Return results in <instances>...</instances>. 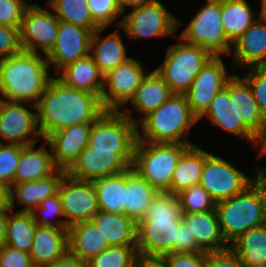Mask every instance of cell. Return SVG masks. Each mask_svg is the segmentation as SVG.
Here are the masks:
<instances>
[{
	"instance_id": "obj_1",
	"label": "cell",
	"mask_w": 266,
	"mask_h": 267,
	"mask_svg": "<svg viewBox=\"0 0 266 267\" xmlns=\"http://www.w3.org/2000/svg\"><path fill=\"white\" fill-rule=\"evenodd\" d=\"M36 108L43 140L60 129L93 123L105 111L96 94L69 87L56 76L50 79Z\"/></svg>"
},
{
	"instance_id": "obj_2",
	"label": "cell",
	"mask_w": 266,
	"mask_h": 267,
	"mask_svg": "<svg viewBox=\"0 0 266 267\" xmlns=\"http://www.w3.org/2000/svg\"><path fill=\"white\" fill-rule=\"evenodd\" d=\"M182 210L178 195L157 192L137 222V253L163 257L175 253Z\"/></svg>"
},
{
	"instance_id": "obj_3",
	"label": "cell",
	"mask_w": 266,
	"mask_h": 267,
	"mask_svg": "<svg viewBox=\"0 0 266 267\" xmlns=\"http://www.w3.org/2000/svg\"><path fill=\"white\" fill-rule=\"evenodd\" d=\"M50 68L47 59L39 53L21 51L1 59L0 99L36 106L52 78Z\"/></svg>"
},
{
	"instance_id": "obj_4",
	"label": "cell",
	"mask_w": 266,
	"mask_h": 267,
	"mask_svg": "<svg viewBox=\"0 0 266 267\" xmlns=\"http://www.w3.org/2000/svg\"><path fill=\"white\" fill-rule=\"evenodd\" d=\"M256 179L239 194L216 203L222 236L228 246L266 216V169L257 167Z\"/></svg>"
},
{
	"instance_id": "obj_5",
	"label": "cell",
	"mask_w": 266,
	"mask_h": 267,
	"mask_svg": "<svg viewBox=\"0 0 266 267\" xmlns=\"http://www.w3.org/2000/svg\"><path fill=\"white\" fill-rule=\"evenodd\" d=\"M141 120V129L139 124L137 129L140 142L194 145L185 135L199 120L192 113L185 94H172L158 109Z\"/></svg>"
},
{
	"instance_id": "obj_6",
	"label": "cell",
	"mask_w": 266,
	"mask_h": 267,
	"mask_svg": "<svg viewBox=\"0 0 266 267\" xmlns=\"http://www.w3.org/2000/svg\"><path fill=\"white\" fill-rule=\"evenodd\" d=\"M130 112L131 109L104 111L93 122L88 145L95 150H113L131 167L139 119L132 117Z\"/></svg>"
},
{
	"instance_id": "obj_7",
	"label": "cell",
	"mask_w": 266,
	"mask_h": 267,
	"mask_svg": "<svg viewBox=\"0 0 266 267\" xmlns=\"http://www.w3.org/2000/svg\"><path fill=\"white\" fill-rule=\"evenodd\" d=\"M190 144L137 141L132 169L159 192H167L177 163Z\"/></svg>"
},
{
	"instance_id": "obj_8",
	"label": "cell",
	"mask_w": 266,
	"mask_h": 267,
	"mask_svg": "<svg viewBox=\"0 0 266 267\" xmlns=\"http://www.w3.org/2000/svg\"><path fill=\"white\" fill-rule=\"evenodd\" d=\"M168 46L164 62L155 70L173 94H185L213 55L198 45L184 42Z\"/></svg>"
},
{
	"instance_id": "obj_9",
	"label": "cell",
	"mask_w": 266,
	"mask_h": 267,
	"mask_svg": "<svg viewBox=\"0 0 266 267\" xmlns=\"http://www.w3.org/2000/svg\"><path fill=\"white\" fill-rule=\"evenodd\" d=\"M179 38L206 49L213 56L230 55L232 43L222 24L221 0H207L206 5L191 19Z\"/></svg>"
},
{
	"instance_id": "obj_10",
	"label": "cell",
	"mask_w": 266,
	"mask_h": 267,
	"mask_svg": "<svg viewBox=\"0 0 266 267\" xmlns=\"http://www.w3.org/2000/svg\"><path fill=\"white\" fill-rule=\"evenodd\" d=\"M132 9L133 11L121 21L115 23L128 34L130 40L167 35L175 39L174 33L182 22L169 12L161 1L156 0Z\"/></svg>"
},
{
	"instance_id": "obj_11",
	"label": "cell",
	"mask_w": 266,
	"mask_h": 267,
	"mask_svg": "<svg viewBox=\"0 0 266 267\" xmlns=\"http://www.w3.org/2000/svg\"><path fill=\"white\" fill-rule=\"evenodd\" d=\"M255 179L246 176L225 159L205 151L199 184L216 203L239 194Z\"/></svg>"
},
{
	"instance_id": "obj_12",
	"label": "cell",
	"mask_w": 266,
	"mask_h": 267,
	"mask_svg": "<svg viewBox=\"0 0 266 267\" xmlns=\"http://www.w3.org/2000/svg\"><path fill=\"white\" fill-rule=\"evenodd\" d=\"M142 63L133 57L104 75L101 102L105 111H120L129 102L147 75ZM107 87V88H106Z\"/></svg>"
},
{
	"instance_id": "obj_13",
	"label": "cell",
	"mask_w": 266,
	"mask_h": 267,
	"mask_svg": "<svg viewBox=\"0 0 266 267\" xmlns=\"http://www.w3.org/2000/svg\"><path fill=\"white\" fill-rule=\"evenodd\" d=\"M35 105L20 102H10L0 99V138L8 144L21 146L37 143L42 138L38 123Z\"/></svg>"
},
{
	"instance_id": "obj_14",
	"label": "cell",
	"mask_w": 266,
	"mask_h": 267,
	"mask_svg": "<svg viewBox=\"0 0 266 267\" xmlns=\"http://www.w3.org/2000/svg\"><path fill=\"white\" fill-rule=\"evenodd\" d=\"M58 28L59 19L55 14L31 3L25 10L20 27L22 51L38 54L40 48L47 55L55 45Z\"/></svg>"
},
{
	"instance_id": "obj_15",
	"label": "cell",
	"mask_w": 266,
	"mask_h": 267,
	"mask_svg": "<svg viewBox=\"0 0 266 267\" xmlns=\"http://www.w3.org/2000/svg\"><path fill=\"white\" fill-rule=\"evenodd\" d=\"M58 195L68 226L92 220L99 211L92 181L77 180L66 174L61 181Z\"/></svg>"
},
{
	"instance_id": "obj_16",
	"label": "cell",
	"mask_w": 266,
	"mask_h": 267,
	"mask_svg": "<svg viewBox=\"0 0 266 267\" xmlns=\"http://www.w3.org/2000/svg\"><path fill=\"white\" fill-rule=\"evenodd\" d=\"M233 76L225 68L220 56H213L197 74L185 93L192 113L199 119L209 108L216 94L225 88Z\"/></svg>"
},
{
	"instance_id": "obj_17",
	"label": "cell",
	"mask_w": 266,
	"mask_h": 267,
	"mask_svg": "<svg viewBox=\"0 0 266 267\" xmlns=\"http://www.w3.org/2000/svg\"><path fill=\"white\" fill-rule=\"evenodd\" d=\"M92 33L89 29L59 21L55 45L46 55L56 74L66 65L89 55Z\"/></svg>"
},
{
	"instance_id": "obj_18",
	"label": "cell",
	"mask_w": 266,
	"mask_h": 267,
	"mask_svg": "<svg viewBox=\"0 0 266 267\" xmlns=\"http://www.w3.org/2000/svg\"><path fill=\"white\" fill-rule=\"evenodd\" d=\"M129 168L130 166L113 150H95L87 145L66 174L77 180L93 181L120 174Z\"/></svg>"
},
{
	"instance_id": "obj_19",
	"label": "cell",
	"mask_w": 266,
	"mask_h": 267,
	"mask_svg": "<svg viewBox=\"0 0 266 267\" xmlns=\"http://www.w3.org/2000/svg\"><path fill=\"white\" fill-rule=\"evenodd\" d=\"M207 116L214 126L231 134L243 137L254 145L255 135L238 119L235 110V75L226 83L225 88L213 98L209 108L198 119Z\"/></svg>"
},
{
	"instance_id": "obj_20",
	"label": "cell",
	"mask_w": 266,
	"mask_h": 267,
	"mask_svg": "<svg viewBox=\"0 0 266 267\" xmlns=\"http://www.w3.org/2000/svg\"><path fill=\"white\" fill-rule=\"evenodd\" d=\"M93 123L76 124L60 129L44 141L51 148L54 163L58 169L67 171L89 143Z\"/></svg>"
},
{
	"instance_id": "obj_21",
	"label": "cell",
	"mask_w": 266,
	"mask_h": 267,
	"mask_svg": "<svg viewBox=\"0 0 266 267\" xmlns=\"http://www.w3.org/2000/svg\"><path fill=\"white\" fill-rule=\"evenodd\" d=\"M233 69L239 66H266V17L259 15L252 25L232 43ZM248 65V66H247Z\"/></svg>"
},
{
	"instance_id": "obj_22",
	"label": "cell",
	"mask_w": 266,
	"mask_h": 267,
	"mask_svg": "<svg viewBox=\"0 0 266 267\" xmlns=\"http://www.w3.org/2000/svg\"><path fill=\"white\" fill-rule=\"evenodd\" d=\"M66 171L57 169L52 175L31 182L14 183L9 188V208L13 211L17 198L20 205H25L21 212H32L44 199L58 194L61 181Z\"/></svg>"
},
{
	"instance_id": "obj_23",
	"label": "cell",
	"mask_w": 266,
	"mask_h": 267,
	"mask_svg": "<svg viewBox=\"0 0 266 267\" xmlns=\"http://www.w3.org/2000/svg\"><path fill=\"white\" fill-rule=\"evenodd\" d=\"M68 251V229L36 226L29 252L34 267L48 266Z\"/></svg>"
},
{
	"instance_id": "obj_24",
	"label": "cell",
	"mask_w": 266,
	"mask_h": 267,
	"mask_svg": "<svg viewBox=\"0 0 266 267\" xmlns=\"http://www.w3.org/2000/svg\"><path fill=\"white\" fill-rule=\"evenodd\" d=\"M182 220L203 251H220L229 247L222 236L216 210L182 213Z\"/></svg>"
},
{
	"instance_id": "obj_25",
	"label": "cell",
	"mask_w": 266,
	"mask_h": 267,
	"mask_svg": "<svg viewBox=\"0 0 266 267\" xmlns=\"http://www.w3.org/2000/svg\"><path fill=\"white\" fill-rule=\"evenodd\" d=\"M110 245L92 221H83L69 226L68 249L84 263L104 251Z\"/></svg>"
},
{
	"instance_id": "obj_26",
	"label": "cell",
	"mask_w": 266,
	"mask_h": 267,
	"mask_svg": "<svg viewBox=\"0 0 266 267\" xmlns=\"http://www.w3.org/2000/svg\"><path fill=\"white\" fill-rule=\"evenodd\" d=\"M104 29L105 27H100L93 31L89 51V55L103 75L131 58L126 56L127 50L118 30L101 37L100 33Z\"/></svg>"
},
{
	"instance_id": "obj_27",
	"label": "cell",
	"mask_w": 266,
	"mask_h": 267,
	"mask_svg": "<svg viewBox=\"0 0 266 267\" xmlns=\"http://www.w3.org/2000/svg\"><path fill=\"white\" fill-rule=\"evenodd\" d=\"M57 75L65 85L96 94L101 99L104 75L90 55L66 65Z\"/></svg>"
},
{
	"instance_id": "obj_28",
	"label": "cell",
	"mask_w": 266,
	"mask_h": 267,
	"mask_svg": "<svg viewBox=\"0 0 266 267\" xmlns=\"http://www.w3.org/2000/svg\"><path fill=\"white\" fill-rule=\"evenodd\" d=\"M35 145L36 143L21 146V156L14 175V183L45 178L58 169L54 163L51 148L49 152L45 144L39 149H35Z\"/></svg>"
},
{
	"instance_id": "obj_29",
	"label": "cell",
	"mask_w": 266,
	"mask_h": 267,
	"mask_svg": "<svg viewBox=\"0 0 266 267\" xmlns=\"http://www.w3.org/2000/svg\"><path fill=\"white\" fill-rule=\"evenodd\" d=\"M92 221L110 246L137 247V222L132 218L125 214L98 211Z\"/></svg>"
},
{
	"instance_id": "obj_30",
	"label": "cell",
	"mask_w": 266,
	"mask_h": 267,
	"mask_svg": "<svg viewBox=\"0 0 266 267\" xmlns=\"http://www.w3.org/2000/svg\"><path fill=\"white\" fill-rule=\"evenodd\" d=\"M172 94L164 79L156 70H153L147 73L129 102L139 114L145 117L158 109Z\"/></svg>"
},
{
	"instance_id": "obj_31",
	"label": "cell",
	"mask_w": 266,
	"mask_h": 267,
	"mask_svg": "<svg viewBox=\"0 0 266 267\" xmlns=\"http://www.w3.org/2000/svg\"><path fill=\"white\" fill-rule=\"evenodd\" d=\"M204 161L205 151L196 145H190L177 163L167 192L177 195L182 190L199 184Z\"/></svg>"
},
{
	"instance_id": "obj_32",
	"label": "cell",
	"mask_w": 266,
	"mask_h": 267,
	"mask_svg": "<svg viewBox=\"0 0 266 267\" xmlns=\"http://www.w3.org/2000/svg\"><path fill=\"white\" fill-rule=\"evenodd\" d=\"M157 190L130 167L126 170L125 215L138 222L157 194Z\"/></svg>"
},
{
	"instance_id": "obj_33",
	"label": "cell",
	"mask_w": 266,
	"mask_h": 267,
	"mask_svg": "<svg viewBox=\"0 0 266 267\" xmlns=\"http://www.w3.org/2000/svg\"><path fill=\"white\" fill-rule=\"evenodd\" d=\"M99 211L125 214L126 171L92 181Z\"/></svg>"
},
{
	"instance_id": "obj_34",
	"label": "cell",
	"mask_w": 266,
	"mask_h": 267,
	"mask_svg": "<svg viewBox=\"0 0 266 267\" xmlns=\"http://www.w3.org/2000/svg\"><path fill=\"white\" fill-rule=\"evenodd\" d=\"M235 110L238 119L256 136L266 116L259 109L248 82L235 75Z\"/></svg>"
},
{
	"instance_id": "obj_35",
	"label": "cell",
	"mask_w": 266,
	"mask_h": 267,
	"mask_svg": "<svg viewBox=\"0 0 266 267\" xmlns=\"http://www.w3.org/2000/svg\"><path fill=\"white\" fill-rule=\"evenodd\" d=\"M221 16L225 33L231 43L238 39L256 18L246 0H221Z\"/></svg>"
},
{
	"instance_id": "obj_36",
	"label": "cell",
	"mask_w": 266,
	"mask_h": 267,
	"mask_svg": "<svg viewBox=\"0 0 266 267\" xmlns=\"http://www.w3.org/2000/svg\"><path fill=\"white\" fill-rule=\"evenodd\" d=\"M246 267L266 265V229L251 228L230 244Z\"/></svg>"
},
{
	"instance_id": "obj_37",
	"label": "cell",
	"mask_w": 266,
	"mask_h": 267,
	"mask_svg": "<svg viewBox=\"0 0 266 267\" xmlns=\"http://www.w3.org/2000/svg\"><path fill=\"white\" fill-rule=\"evenodd\" d=\"M7 209V229L4 245L29 253L34 241L37 224L31 212L17 211L13 215Z\"/></svg>"
},
{
	"instance_id": "obj_38",
	"label": "cell",
	"mask_w": 266,
	"mask_h": 267,
	"mask_svg": "<svg viewBox=\"0 0 266 267\" xmlns=\"http://www.w3.org/2000/svg\"><path fill=\"white\" fill-rule=\"evenodd\" d=\"M48 9H53L59 21L71 23L92 32L100 26L93 20L86 0H49Z\"/></svg>"
},
{
	"instance_id": "obj_39",
	"label": "cell",
	"mask_w": 266,
	"mask_h": 267,
	"mask_svg": "<svg viewBox=\"0 0 266 267\" xmlns=\"http://www.w3.org/2000/svg\"><path fill=\"white\" fill-rule=\"evenodd\" d=\"M137 247L112 245L86 262V267H133Z\"/></svg>"
},
{
	"instance_id": "obj_40",
	"label": "cell",
	"mask_w": 266,
	"mask_h": 267,
	"mask_svg": "<svg viewBox=\"0 0 266 267\" xmlns=\"http://www.w3.org/2000/svg\"><path fill=\"white\" fill-rule=\"evenodd\" d=\"M177 195L182 213L216 210V202L200 184L186 188Z\"/></svg>"
},
{
	"instance_id": "obj_41",
	"label": "cell",
	"mask_w": 266,
	"mask_h": 267,
	"mask_svg": "<svg viewBox=\"0 0 266 267\" xmlns=\"http://www.w3.org/2000/svg\"><path fill=\"white\" fill-rule=\"evenodd\" d=\"M42 216L41 218H38V212ZM32 217L35 221V223L39 226H47V227H57V228H65L68 229L69 226L66 223V220L60 219V220H55L56 223L51 222L50 217L53 216H63V211H62V206H61V201L59 198V195L56 194L55 196L49 197L44 199L42 202H40L39 206H37L34 210L31 212ZM53 215V216H52Z\"/></svg>"
},
{
	"instance_id": "obj_42",
	"label": "cell",
	"mask_w": 266,
	"mask_h": 267,
	"mask_svg": "<svg viewBox=\"0 0 266 267\" xmlns=\"http://www.w3.org/2000/svg\"><path fill=\"white\" fill-rule=\"evenodd\" d=\"M21 156V145L0 144V183L10 188Z\"/></svg>"
},
{
	"instance_id": "obj_43",
	"label": "cell",
	"mask_w": 266,
	"mask_h": 267,
	"mask_svg": "<svg viewBox=\"0 0 266 267\" xmlns=\"http://www.w3.org/2000/svg\"><path fill=\"white\" fill-rule=\"evenodd\" d=\"M93 20L100 27H107L123 14L119 0H86Z\"/></svg>"
},
{
	"instance_id": "obj_44",
	"label": "cell",
	"mask_w": 266,
	"mask_h": 267,
	"mask_svg": "<svg viewBox=\"0 0 266 267\" xmlns=\"http://www.w3.org/2000/svg\"><path fill=\"white\" fill-rule=\"evenodd\" d=\"M243 77L249 84L259 109L266 116V66H253Z\"/></svg>"
},
{
	"instance_id": "obj_45",
	"label": "cell",
	"mask_w": 266,
	"mask_h": 267,
	"mask_svg": "<svg viewBox=\"0 0 266 267\" xmlns=\"http://www.w3.org/2000/svg\"><path fill=\"white\" fill-rule=\"evenodd\" d=\"M30 4L25 0H0V24L20 28Z\"/></svg>"
},
{
	"instance_id": "obj_46",
	"label": "cell",
	"mask_w": 266,
	"mask_h": 267,
	"mask_svg": "<svg viewBox=\"0 0 266 267\" xmlns=\"http://www.w3.org/2000/svg\"><path fill=\"white\" fill-rule=\"evenodd\" d=\"M21 51L20 28L0 24V60L19 54Z\"/></svg>"
},
{
	"instance_id": "obj_47",
	"label": "cell",
	"mask_w": 266,
	"mask_h": 267,
	"mask_svg": "<svg viewBox=\"0 0 266 267\" xmlns=\"http://www.w3.org/2000/svg\"><path fill=\"white\" fill-rule=\"evenodd\" d=\"M164 257L167 267H206V252L170 253Z\"/></svg>"
},
{
	"instance_id": "obj_48",
	"label": "cell",
	"mask_w": 266,
	"mask_h": 267,
	"mask_svg": "<svg viewBox=\"0 0 266 267\" xmlns=\"http://www.w3.org/2000/svg\"><path fill=\"white\" fill-rule=\"evenodd\" d=\"M206 267H246L229 246L220 251L206 252Z\"/></svg>"
},
{
	"instance_id": "obj_49",
	"label": "cell",
	"mask_w": 266,
	"mask_h": 267,
	"mask_svg": "<svg viewBox=\"0 0 266 267\" xmlns=\"http://www.w3.org/2000/svg\"><path fill=\"white\" fill-rule=\"evenodd\" d=\"M0 267H34L29 253L16 248L0 246Z\"/></svg>"
},
{
	"instance_id": "obj_50",
	"label": "cell",
	"mask_w": 266,
	"mask_h": 267,
	"mask_svg": "<svg viewBox=\"0 0 266 267\" xmlns=\"http://www.w3.org/2000/svg\"><path fill=\"white\" fill-rule=\"evenodd\" d=\"M203 251L196 243L189 226L182 220L178 228V241L175 244V253H193Z\"/></svg>"
},
{
	"instance_id": "obj_51",
	"label": "cell",
	"mask_w": 266,
	"mask_h": 267,
	"mask_svg": "<svg viewBox=\"0 0 266 267\" xmlns=\"http://www.w3.org/2000/svg\"><path fill=\"white\" fill-rule=\"evenodd\" d=\"M134 267H167L164 257L148 256L137 254L134 260Z\"/></svg>"
},
{
	"instance_id": "obj_52",
	"label": "cell",
	"mask_w": 266,
	"mask_h": 267,
	"mask_svg": "<svg viewBox=\"0 0 266 267\" xmlns=\"http://www.w3.org/2000/svg\"><path fill=\"white\" fill-rule=\"evenodd\" d=\"M45 267H86V264L68 251L65 255Z\"/></svg>"
},
{
	"instance_id": "obj_53",
	"label": "cell",
	"mask_w": 266,
	"mask_h": 267,
	"mask_svg": "<svg viewBox=\"0 0 266 267\" xmlns=\"http://www.w3.org/2000/svg\"><path fill=\"white\" fill-rule=\"evenodd\" d=\"M256 145L258 146L259 149V157H262L264 155H266V118L264 121V124L261 128V130L259 131V133L256 135L255 137V142L254 145L256 147Z\"/></svg>"
},
{
	"instance_id": "obj_54",
	"label": "cell",
	"mask_w": 266,
	"mask_h": 267,
	"mask_svg": "<svg viewBox=\"0 0 266 267\" xmlns=\"http://www.w3.org/2000/svg\"><path fill=\"white\" fill-rule=\"evenodd\" d=\"M156 0H119L120 8L123 13H125L126 9L125 7H141L143 5H147L150 3L155 2Z\"/></svg>"
},
{
	"instance_id": "obj_55",
	"label": "cell",
	"mask_w": 266,
	"mask_h": 267,
	"mask_svg": "<svg viewBox=\"0 0 266 267\" xmlns=\"http://www.w3.org/2000/svg\"><path fill=\"white\" fill-rule=\"evenodd\" d=\"M9 208V188L0 183V212Z\"/></svg>"
},
{
	"instance_id": "obj_56",
	"label": "cell",
	"mask_w": 266,
	"mask_h": 267,
	"mask_svg": "<svg viewBox=\"0 0 266 267\" xmlns=\"http://www.w3.org/2000/svg\"><path fill=\"white\" fill-rule=\"evenodd\" d=\"M7 229V209L0 212V246L4 245Z\"/></svg>"
},
{
	"instance_id": "obj_57",
	"label": "cell",
	"mask_w": 266,
	"mask_h": 267,
	"mask_svg": "<svg viewBox=\"0 0 266 267\" xmlns=\"http://www.w3.org/2000/svg\"><path fill=\"white\" fill-rule=\"evenodd\" d=\"M259 13L266 17V0H261V11Z\"/></svg>"
},
{
	"instance_id": "obj_58",
	"label": "cell",
	"mask_w": 266,
	"mask_h": 267,
	"mask_svg": "<svg viewBox=\"0 0 266 267\" xmlns=\"http://www.w3.org/2000/svg\"><path fill=\"white\" fill-rule=\"evenodd\" d=\"M263 226H264L265 229H266V216H265V220H264V222H263Z\"/></svg>"
},
{
	"instance_id": "obj_59",
	"label": "cell",
	"mask_w": 266,
	"mask_h": 267,
	"mask_svg": "<svg viewBox=\"0 0 266 267\" xmlns=\"http://www.w3.org/2000/svg\"><path fill=\"white\" fill-rule=\"evenodd\" d=\"M252 267H266V265L252 266Z\"/></svg>"
}]
</instances>
